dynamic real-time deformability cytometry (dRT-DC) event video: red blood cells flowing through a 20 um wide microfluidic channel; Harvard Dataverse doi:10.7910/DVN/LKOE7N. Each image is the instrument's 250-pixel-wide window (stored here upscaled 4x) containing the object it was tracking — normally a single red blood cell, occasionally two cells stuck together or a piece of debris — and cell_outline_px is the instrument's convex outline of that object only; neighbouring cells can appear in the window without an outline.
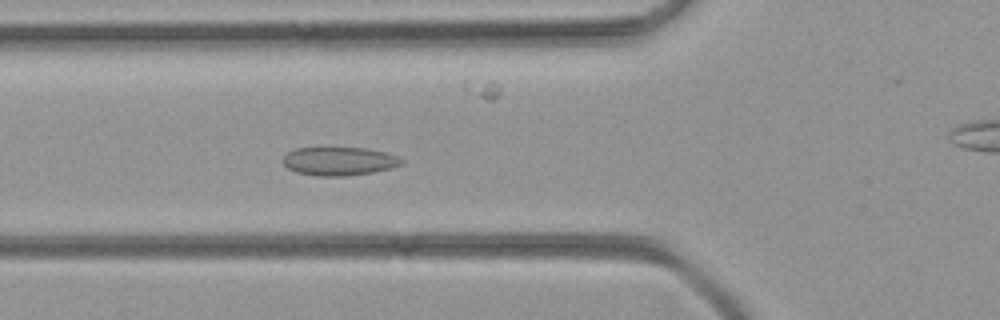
{"species": "common noctule bat (a hibernating species)", "species_latin": "Nyctalus noctula", "temperature_condition": "room temperature", "stored_images_in_passage": 50, "camera_frame_rate_fps": 3000, "um_per_image_px": 0.085, "animal": {"sex": "female", "body_mass_g": 21.9}, "frame": {"image": 1, "passage_image": 17, "time_ms": 5.333, "image_size_px": [1000, 320], "cell_outline_px": [[404, 164], [392, 168], [372, 172], [344, 176], [316, 176], [296, 172], [288, 168], [284, 164], [284, 156], [288, 152], [296, 148], [368, 148], [384, 152], [396, 156], [404, 160]], "centroid_in_image_um": [28.85, 13.7], "position_along_channel_um": 97.0, "area_um2": 19.59}}
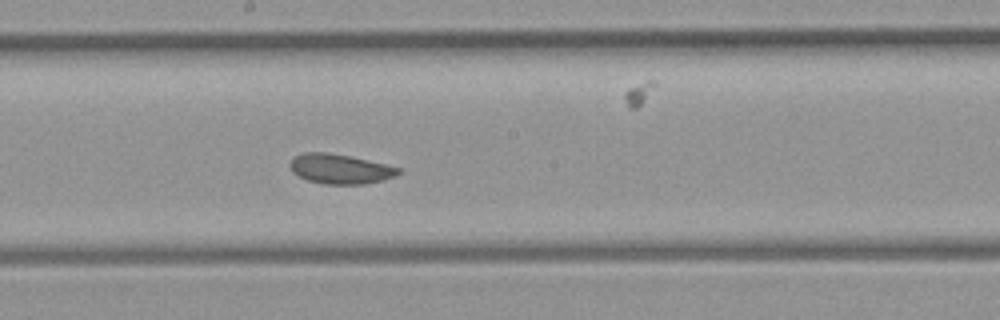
{"frame": {"image": 2, "passage_image": 26, "time_ms": 8.333, "image_size_px": [1000, 320], "cell_outline_px": [[400, 172], [396, 176], [384, 180], [364, 184], [324, 184], [308, 180], [292, 172], [288, 164], [296, 156], [304, 152], [328, 152], [348, 156], [384, 164], [400, 168]], "centroid_in_image_um": [28.9, 14.36], "position_along_channel_um": 219.3, "area_um2": 18.61}}
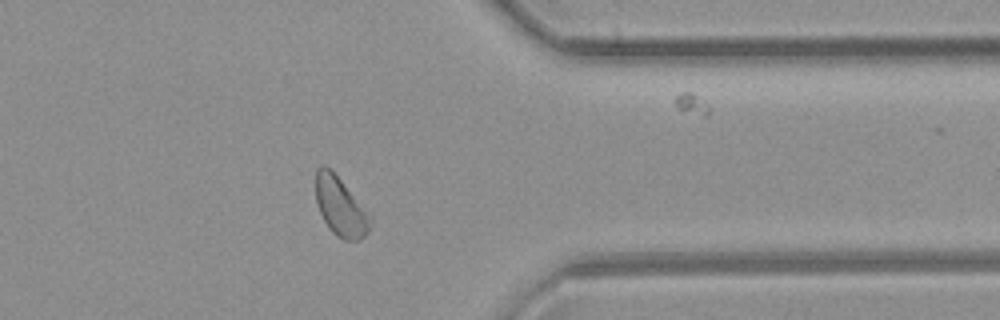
{"frame": {"image": 3, "passage_image": 39, "time_ms": 12.667, "image_size_px": [1000, 320], "cell_outline_px": [[372, 224], [368, 232], [360, 240], [344, 240], [336, 236], [328, 228], [320, 212], [316, 200], [316, 168], [320, 164], [324, 164], [372, 212]], "centroid_in_image_um": [28.99, 17.59], "position_along_channel_um": 382.4, "area_um2": 19.07}}